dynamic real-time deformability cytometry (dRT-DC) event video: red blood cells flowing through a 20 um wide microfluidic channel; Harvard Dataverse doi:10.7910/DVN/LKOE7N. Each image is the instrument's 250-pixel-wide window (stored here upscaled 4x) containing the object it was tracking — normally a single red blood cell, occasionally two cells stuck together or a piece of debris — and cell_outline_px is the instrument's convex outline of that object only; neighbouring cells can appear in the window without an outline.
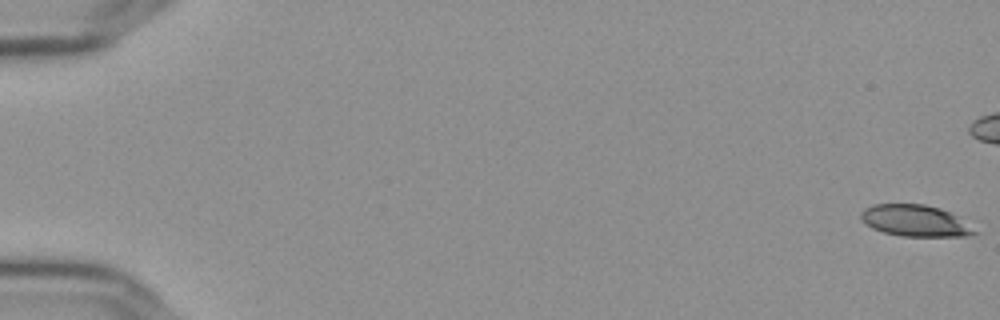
{"species": "Egyptian fruit bat (a non-hibernating species)", "species_latin": "Rousettus aegyptiacus", "temperature_condition": "cold", "stored_images_in_passage": 50, "camera_frame_rate_fps": 3000, "um_per_image_px": 0.085, "frame": {"image": 1, "passage_image": 1, "time_ms": 0.0, "image_size_px": [1000, 320], "cell_outline_px": [[980, 232], [968, 236], [900, 236], [884, 232], [872, 228], [860, 216], [860, 212], [864, 208], [872, 204], [924, 204], [940, 208], [956, 216]], "centroid_in_image_um": [77.79, 18.76], "position_along_channel_um": 7.2, "area_um2": 20.69}}
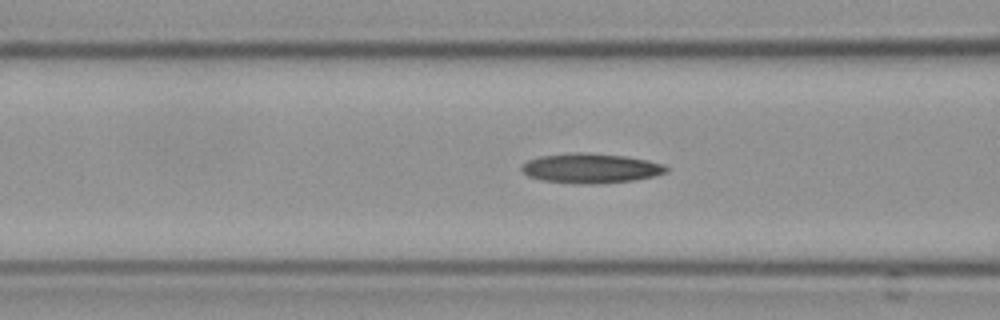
{"frame": {"image": 2, "passage_image": 24, "time_ms": 7.667, "image_size_px": [1000, 320], "cell_outline_px": [[668, 172], [636, 180], [596, 184], [584, 184], [544, 180], [528, 176], [520, 168], [528, 160], [540, 156], [572, 152], [588, 152], [624, 156], [648, 160], [664, 164], [668, 168]], "centroid_in_image_um": [50.24, 14.29], "position_along_channel_um": 116.4, "area_um2": 25.03}}
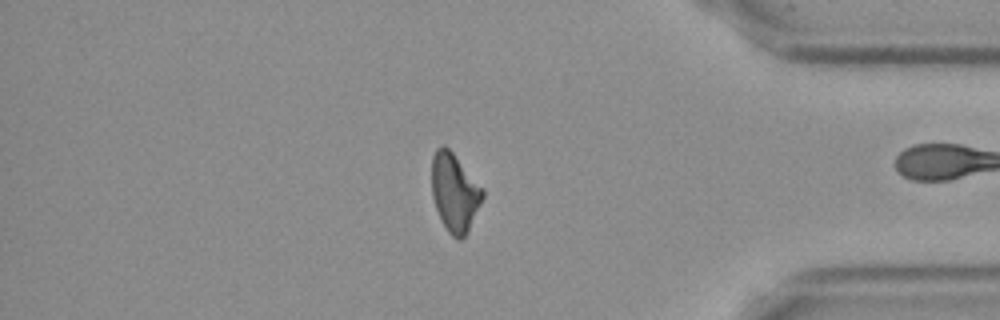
{"frame": {"image": 3, "passage_image": 49, "time_ms": 16.0, "image_size_px": [1000, 320], "cell_outline_px": [[484, 196], [468, 232], [460, 240], [456, 240], [448, 232], [436, 208], [432, 196], [432, 156], [436, 148], [440, 144], [444, 144], [452, 152], [484, 188]], "centroid_in_image_um": [38.65, 16.34], "position_along_channel_um": 396.6, "area_um2": 23.24}}